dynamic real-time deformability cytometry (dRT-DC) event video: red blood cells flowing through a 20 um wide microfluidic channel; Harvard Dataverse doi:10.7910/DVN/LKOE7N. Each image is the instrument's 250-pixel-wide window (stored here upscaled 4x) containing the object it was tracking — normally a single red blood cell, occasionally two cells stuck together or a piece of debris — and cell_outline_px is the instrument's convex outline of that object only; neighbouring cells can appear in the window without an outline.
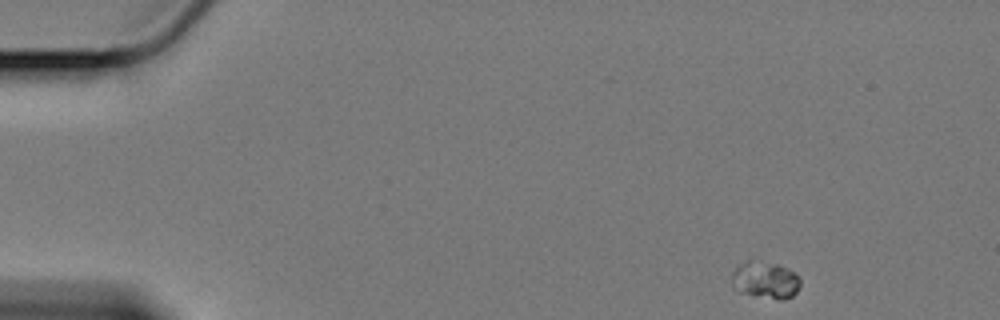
{"species": "Egyptian fruit bat (a non-hibernating species)", "species_latin": "Rousettus aegyptiacus", "temperature_condition": "cold", "stored_images_in_passage": 55, "camera_frame_rate_fps": 3000, "um_per_image_px": 0.085, "animal": {"sex": "female"}, "frame": {"image": 1, "passage_image": 1, "time_ms": 0.0, "image_size_px": [1000, 320], "cell_outline_px": [[800, 284], [796, 292], [792, 296], [784, 300], [780, 300], [752, 296], [736, 292], [732, 288], [732, 272], [740, 264], [748, 260], [752, 260], [780, 264], [796, 272], [800, 280]], "centroid_in_image_um": [65.04, 23.82], "position_along_channel_um": 20.0, "area_um2": 15.26}}
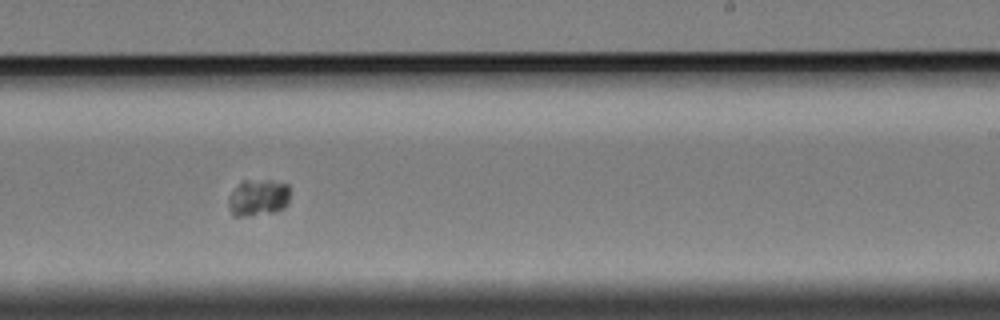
{"frame": {"image": 2, "passage_image": 32, "time_ms": 10.333, "image_size_px": [1000, 320], "cell_outline_px": [[288, 204], [284, 208], [276, 212], [240, 216], [232, 216], [228, 208], [228, 196], [244, 180], [272, 180], [288, 184]], "centroid_in_image_um": [21.94, 16.81], "position_along_channel_um": 267.1, "area_um2": 13.18}}
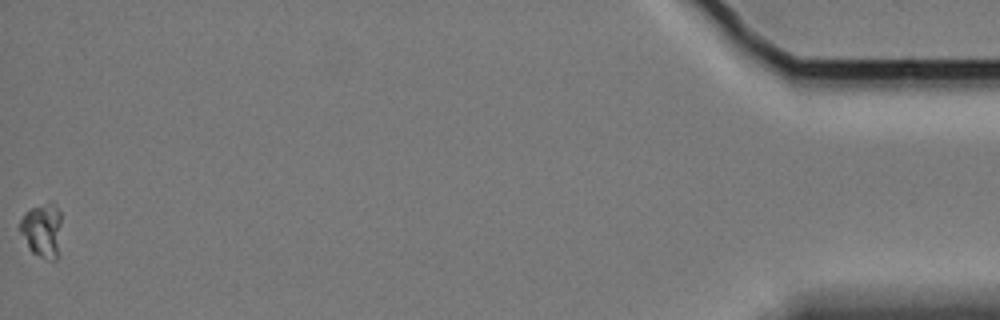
{"frame": {"image": 3, "passage_image": 55, "time_ms": 18.0, "image_size_px": [1000, 320], "cell_outline_px": [[60, 224], [56, 260], [48, 260], [32, 252], [28, 248], [20, 232], [20, 220], [24, 212], [32, 208], [52, 200], [56, 204], [60, 212]], "centroid_in_image_um": [3.56, 19.53], "position_along_channel_um": 431.6, "area_um2": 13.01}}